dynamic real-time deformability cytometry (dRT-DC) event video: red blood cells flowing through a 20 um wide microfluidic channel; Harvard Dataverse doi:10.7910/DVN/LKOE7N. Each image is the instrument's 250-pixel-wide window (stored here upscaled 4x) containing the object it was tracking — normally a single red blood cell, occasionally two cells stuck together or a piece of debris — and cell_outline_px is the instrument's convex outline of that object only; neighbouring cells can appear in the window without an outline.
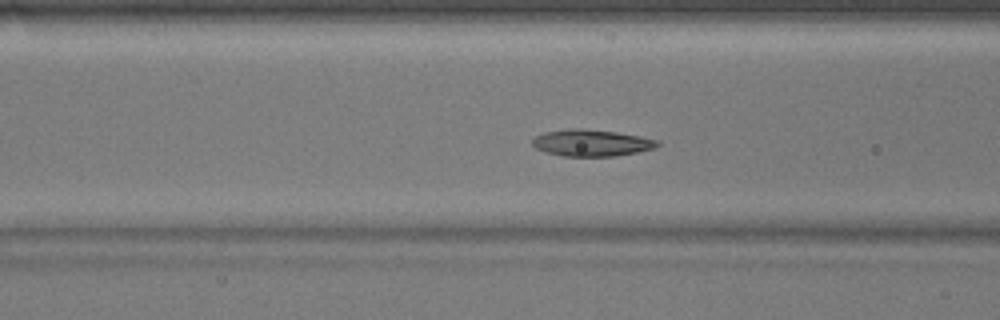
{"species": "common noctule bat (a hibernating species)", "species_latin": "Nyctalus noctula", "temperature_condition": "warm", "stored_images_in_passage": 47, "camera_frame_rate_fps": 3000, "um_per_image_px": 0.085, "animal": {"sex": "male", "body_mass_g": 17.9}, "frame": {"image": 1, "passage_image": 14, "time_ms": 4.333, "image_size_px": [1000, 320], "cell_outline_px": [[660, 144], [656, 148], [616, 156], [564, 156], [544, 152], [536, 148], [532, 144], [532, 140], [536, 136], [544, 132], [568, 128], [580, 128], [616, 132], [640, 136], [660, 140]], "centroid_in_image_um": [50.28, 12.14], "position_along_channel_um": 116.3, "area_um2": 19.54}}
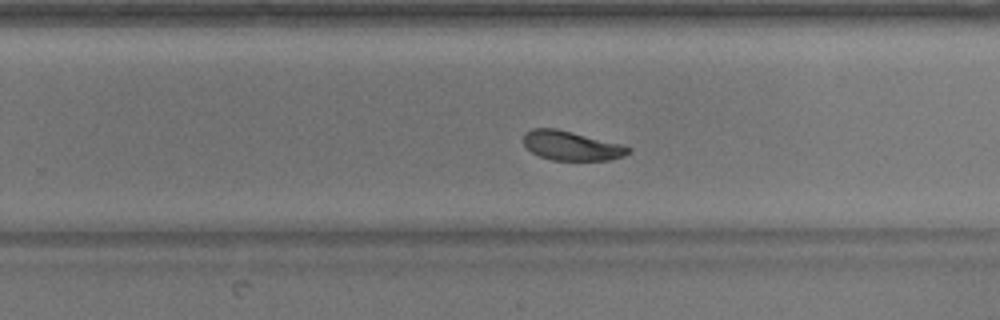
{"frame": {"image": 2, "passage_image": 27, "time_ms": 8.667, "image_size_px": [1000, 320], "cell_outline_px": [[632, 152], [624, 156], [608, 160], [552, 160], [540, 156], [532, 152], [524, 144], [524, 132], [532, 128], [556, 128], [620, 144], [632, 148]], "centroid_in_image_um": [48.57, 12.38], "position_along_channel_um": 281.2, "area_um2": 17.8}}
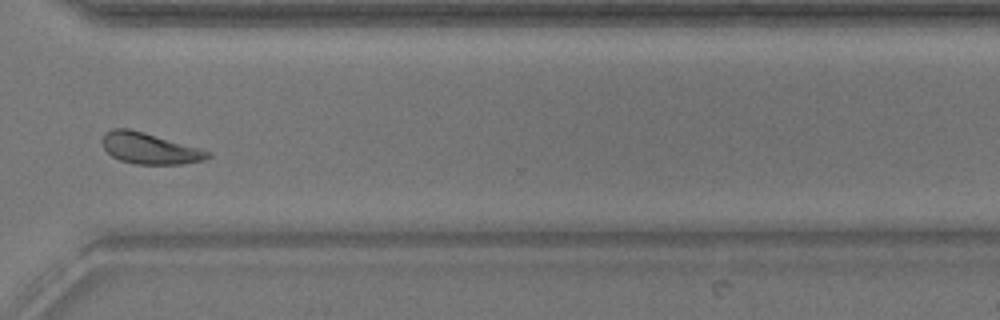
{"frame": {"image": 3, "passage_image": 33, "time_ms": 10.667, "image_size_px": [1000, 320], "cell_outline_px": [[212, 156], [204, 160], [184, 164], [136, 164], [120, 160], [112, 156], [104, 148], [100, 140], [104, 132], [112, 128], [128, 128], [144, 132], [200, 148], [212, 152]], "centroid_in_image_um": [12.71, 12.61], "position_along_channel_um": 357.9, "area_um2": 19.31}, "authors_computed_cell_mechanics": {"area_um2": 19.3052, "velocity_mm_per_s": 3.8138, "shape_relaxation_time_tau1_ms": 2.6245, "shape_relaxation_time_tau2_ms": 2.3429, "deformation_change_tau1": 0.1158, "deformation_change_tau2": 0.0859}}